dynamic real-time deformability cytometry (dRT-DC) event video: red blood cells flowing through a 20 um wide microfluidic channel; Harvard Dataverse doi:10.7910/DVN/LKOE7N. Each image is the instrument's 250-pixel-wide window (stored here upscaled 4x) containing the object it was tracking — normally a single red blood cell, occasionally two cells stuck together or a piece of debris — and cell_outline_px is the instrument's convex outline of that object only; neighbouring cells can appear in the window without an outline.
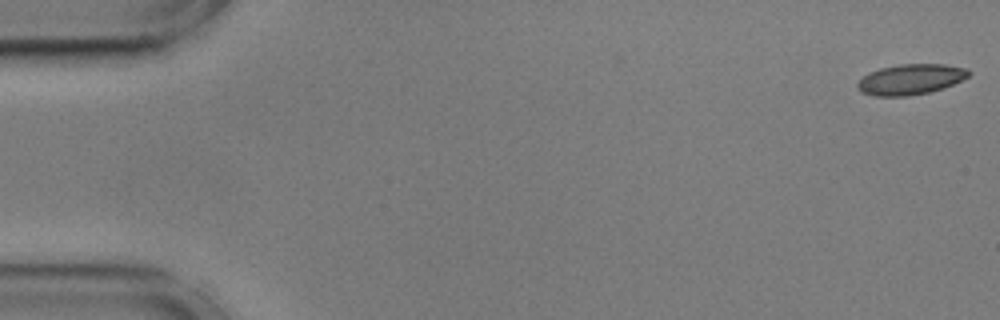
{"species": "common noctule bat (a hibernating species)", "species_latin": "Nyctalus noctula", "temperature_condition": "cold", "stored_images_in_passage": 6, "camera_frame_rate_fps": 3000, "um_per_image_px": 0.085, "animal": {"sex": "male", "body_mass_g": 17.9, "forearm_length_mm": 54.2}, "frame": {"image": 1, "passage_image": 1, "time_ms": 0.0, "image_size_px": [1000, 320], "cell_outline_px": [[972, 72], [968, 76], [944, 88], [928, 92], [908, 96], [872, 96], [860, 92], [856, 88], [856, 84], [868, 72], [880, 68], [900, 64], [944, 64], [968, 68]], "centroid_in_image_um": [77.37, 6.74], "position_along_channel_um": 7.6, "area_um2": 19.88}}